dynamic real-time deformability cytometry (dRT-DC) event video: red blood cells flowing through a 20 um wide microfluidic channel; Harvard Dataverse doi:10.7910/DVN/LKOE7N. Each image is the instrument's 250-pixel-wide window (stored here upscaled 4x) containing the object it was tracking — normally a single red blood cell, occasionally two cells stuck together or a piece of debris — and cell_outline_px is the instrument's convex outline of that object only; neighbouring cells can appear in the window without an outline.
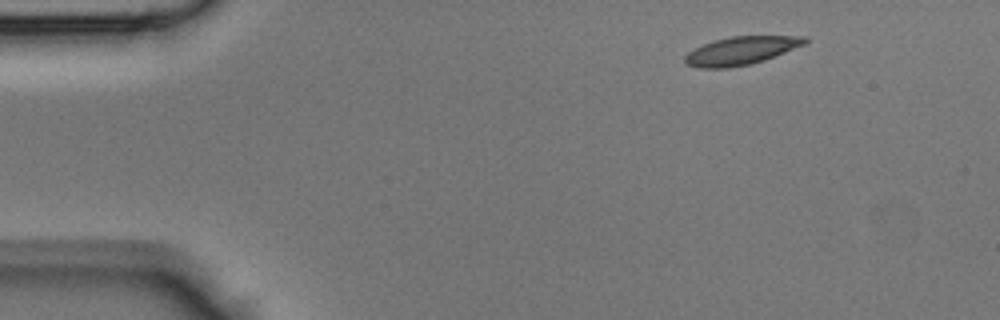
{"species": "Egyptian fruit bat (a non-hibernating species)", "species_latin": "Rousettus aegyptiacus", "temperature_condition": "room temperature", "stored_images_in_passage": 8, "camera_frame_rate_fps": 3000, "um_per_image_px": 0.085, "animal": {"sex": "male"}, "frame": {"image": 1, "passage_image": 1, "time_ms": 0.0, "image_size_px": [1000, 320], "cell_outline_px": [[808, 40], [804, 44], [764, 60], [752, 64], [728, 68], [696, 68], [684, 64], [684, 56], [688, 52], [704, 44], [716, 40], [732, 36], [804, 36]], "centroid_in_image_um": [62.94, 4.32], "position_along_channel_um": 22.1, "area_um2": 19.54}}